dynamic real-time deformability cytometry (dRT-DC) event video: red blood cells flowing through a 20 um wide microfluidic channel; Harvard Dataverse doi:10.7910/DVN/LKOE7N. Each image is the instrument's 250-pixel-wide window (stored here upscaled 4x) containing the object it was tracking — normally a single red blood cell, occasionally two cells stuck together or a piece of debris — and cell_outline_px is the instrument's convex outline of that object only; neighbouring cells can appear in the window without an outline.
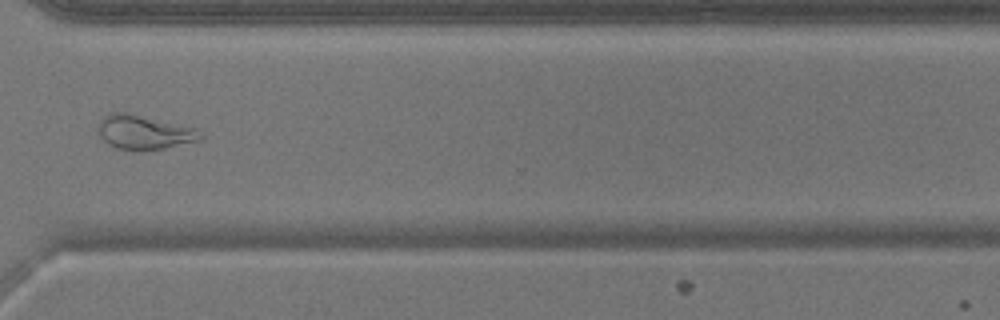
{"species": "common noctule bat (a hibernating species)", "species_latin": "Nyctalus noctula", "temperature_condition": "warm", "stored_images_in_passage": 51, "camera_frame_rate_fps": 3000, "um_per_image_px": 0.085, "animal": {"sex": "male", "body_mass_g": 17.9}, "frame": {"image": 1, "passage_image": 39, "time_ms": 12.667, "image_size_px": [1000, 320], "cell_outline_px": [[204, 140], [164, 148], [116, 148], [108, 144], [96, 132], [96, 124], [108, 112], [128, 112], [196, 128], [204, 132]], "centroid_in_image_um": [12.26, 11.2], "position_along_channel_um": 358.3, "area_um2": 20.46}}
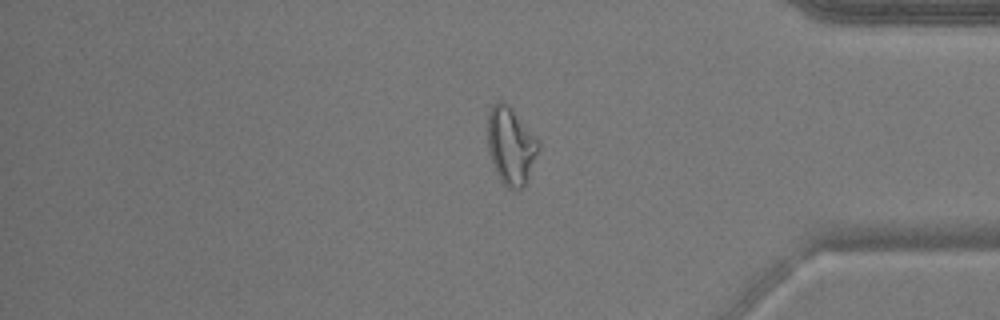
{"frame": {"image": 2, "passage_image": 43, "time_ms": 14.0, "image_size_px": [1000, 320], "cell_outline_px": [[540, 148], [524, 184], [520, 188], [508, 188], [500, 180], [496, 172], [488, 148], [488, 112], [492, 104], [496, 100], [500, 100], [508, 104], [512, 108], [536, 136], [540, 144]], "centroid_in_image_um": [43.41, 12.32], "position_along_channel_um": 391.8, "area_um2": 22.72}}
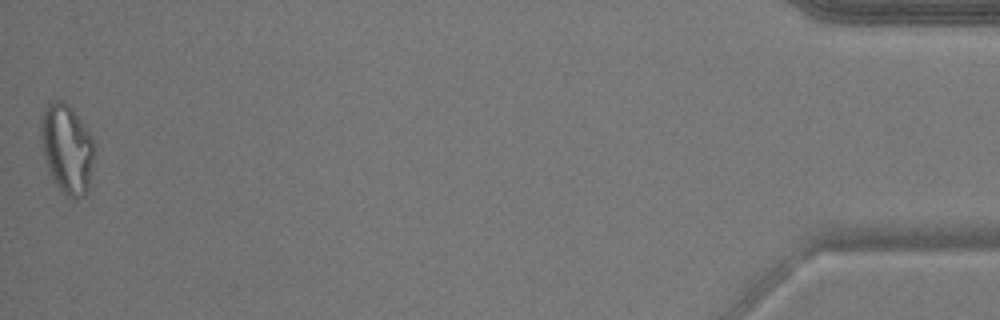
{"frame": {"image": 3, "passage_image": 51, "time_ms": 16.667, "image_size_px": [1000, 320], "cell_outline_px": [[96, 148], [88, 192], [84, 196], [76, 200], [68, 196], [56, 184], [48, 168], [44, 156], [40, 140], [40, 116], [48, 100], [64, 100], [72, 108], [92, 136], [96, 144]], "centroid_in_image_um": [5.7, 12.6], "position_along_channel_um": 429.5, "area_um2": 28.44}}